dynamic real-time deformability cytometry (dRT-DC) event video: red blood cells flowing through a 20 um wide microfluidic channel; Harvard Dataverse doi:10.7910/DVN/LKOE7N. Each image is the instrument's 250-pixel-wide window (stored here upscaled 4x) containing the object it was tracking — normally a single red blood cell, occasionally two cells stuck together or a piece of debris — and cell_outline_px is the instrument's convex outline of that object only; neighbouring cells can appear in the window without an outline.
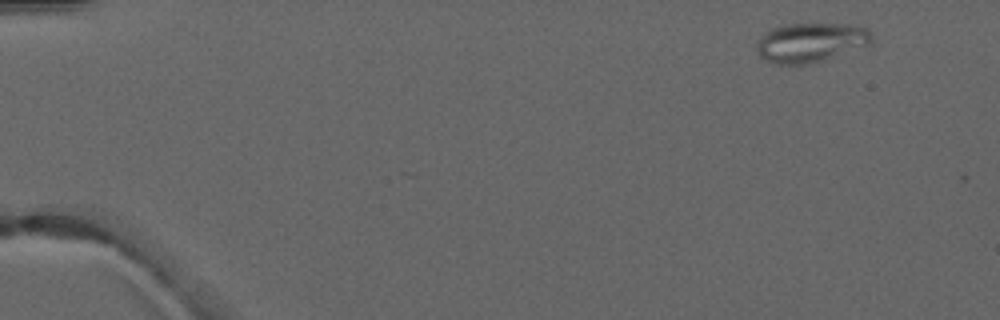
{"species": "common noctule bat (a hibernating species)", "species_latin": "Nyctalus noctula", "temperature_condition": "warm", "stored_images_in_passage": 4, "camera_frame_rate_fps": 3000, "um_per_image_px": 0.085, "animal": {"sex": "male", "forearm_length_mm": 52.5}, "frame": {"image": 1, "passage_image": 1, "time_ms": 0.0, "image_size_px": [1000, 320], "cell_outline_px": [[872, 44], [820, 60], [804, 64], [776, 64], [764, 60], [760, 56], [756, 48], [756, 40], [764, 32], [772, 28], [784, 24], [856, 24], [872, 32]], "centroid_in_image_um": [68.88, 3.59], "position_along_channel_um": 16.1, "area_um2": 26.41}}